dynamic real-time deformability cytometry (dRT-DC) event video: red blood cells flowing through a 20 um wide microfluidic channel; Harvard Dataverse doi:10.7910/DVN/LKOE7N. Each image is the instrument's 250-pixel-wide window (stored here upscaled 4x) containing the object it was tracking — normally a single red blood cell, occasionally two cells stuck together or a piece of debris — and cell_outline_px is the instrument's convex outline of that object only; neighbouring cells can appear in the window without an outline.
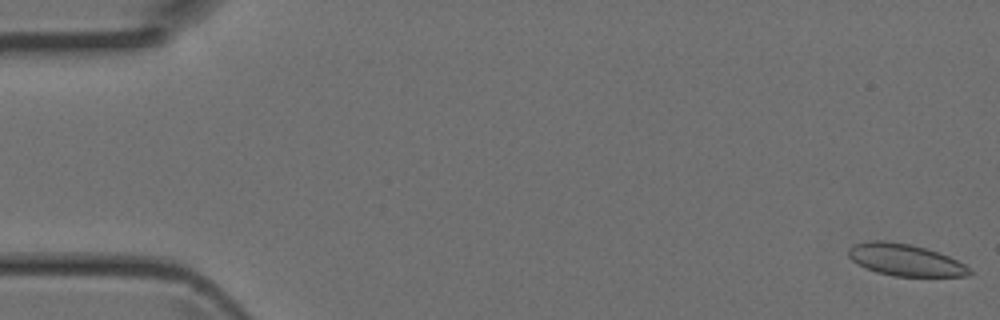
{"species": "Egyptian fruit bat (a non-hibernating species)", "species_latin": "Rousettus aegyptiacus", "temperature_condition": "room temperature", "stored_images_in_passage": 4, "camera_frame_rate_fps": 3000, "um_per_image_px": 0.085, "animal": {"sex": "female"}, "frame": {"image": 1, "passage_image": 1, "time_ms": 0.0, "image_size_px": [1000, 320], "cell_outline_px": [[972, 272], [968, 276], [892, 276], [876, 272], [852, 260], [848, 256], [848, 248], [856, 244], [868, 240], [884, 240], [912, 244], [948, 256], [964, 264]], "centroid_in_image_um": [76.92, 22.08], "position_along_channel_um": 8.1, "area_um2": 22.25}}